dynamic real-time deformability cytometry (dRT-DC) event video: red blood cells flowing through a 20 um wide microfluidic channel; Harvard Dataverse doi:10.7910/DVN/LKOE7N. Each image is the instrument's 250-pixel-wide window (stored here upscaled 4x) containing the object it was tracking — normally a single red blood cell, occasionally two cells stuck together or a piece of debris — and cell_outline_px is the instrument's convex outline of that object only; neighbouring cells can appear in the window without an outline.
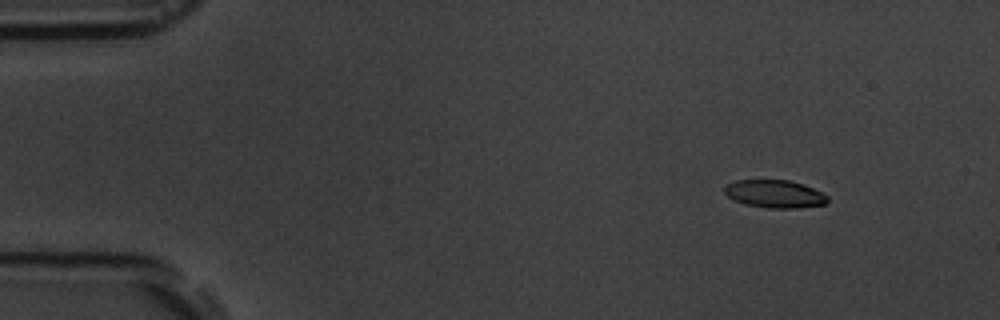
{"species": "common noctule bat (a hibernating species)", "species_latin": "Nyctalus noctula", "temperature_condition": "room temperature", "stored_images_in_passage": 5, "camera_frame_rate_fps": 3000, "um_per_image_px": 0.085, "animal": {"sex": "male", "body_mass_g": 19.5, "forearm_length_mm": 54.6}, "frame": {"image": 1, "passage_image": 2, "time_ms": 1.333, "image_size_px": [1000, 320], "cell_outline_px": [[828, 200], [824, 204], [800, 208], [768, 208], [744, 204], [728, 196], [724, 192], [724, 184], [736, 180], [788, 180], [804, 184], [828, 196]], "centroid_in_image_um": [65.83, 16.48], "position_along_channel_um": 19.2, "area_um2": 16.7}}
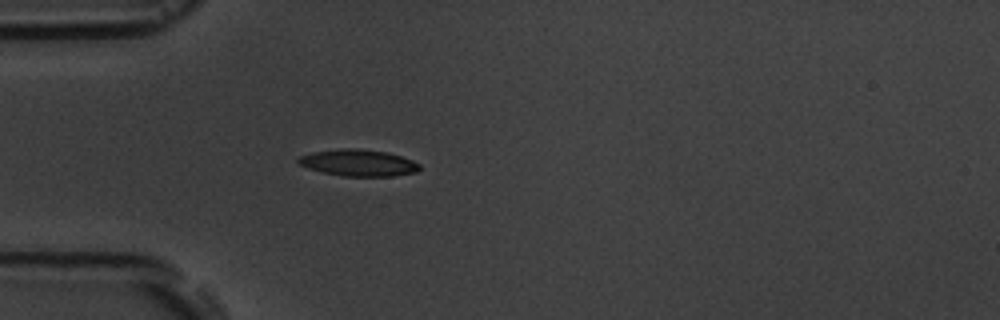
{"frame": {"image": 2, "passage_image": 5, "time_ms": 4.667, "image_size_px": [1000, 320], "cell_outline_px": [[420, 168], [416, 172], [392, 176], [344, 176], [324, 172], [308, 168], [300, 164], [296, 160], [300, 156], [312, 152], [344, 148], [360, 148], [388, 152], [412, 160], [420, 164]], "centroid_in_image_um": [30.48, 13.83], "position_along_channel_um": 54.5, "area_um2": 18.73}}